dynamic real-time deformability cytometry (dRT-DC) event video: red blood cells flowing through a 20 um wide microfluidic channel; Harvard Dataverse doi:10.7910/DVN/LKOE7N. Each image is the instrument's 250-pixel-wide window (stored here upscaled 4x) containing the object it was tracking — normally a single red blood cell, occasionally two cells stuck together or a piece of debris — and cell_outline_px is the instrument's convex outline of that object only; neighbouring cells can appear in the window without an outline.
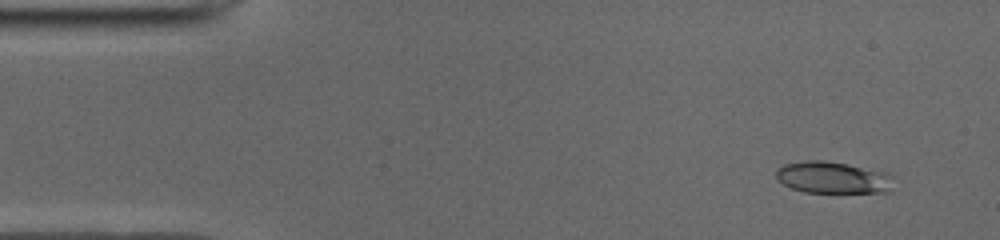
{"species": "common noctule bat (a hibernating species)", "species_latin": "Nyctalus noctula", "temperature_condition": "cold", "stored_images_in_passage": 47, "camera_frame_rate_fps": 3000, "um_per_image_px": 0.085, "animal": {"sex": "male", "body_mass_g": 19.0, "forearm_length_mm": 50.8}, "frame": {"image": 1, "passage_image": 1, "time_ms": 0.0, "image_size_px": [1000, 240], "cell_outline_px": [[896, 176], [888, 192], [804, 192], [792, 188], [776, 180], [776, 168], [784, 164], [808, 160], [820, 160], [848, 164], [884, 172]], "centroid_in_image_um": [70.78, 15.09], "position_along_channel_um": 14.2, "area_um2": 21.79}}
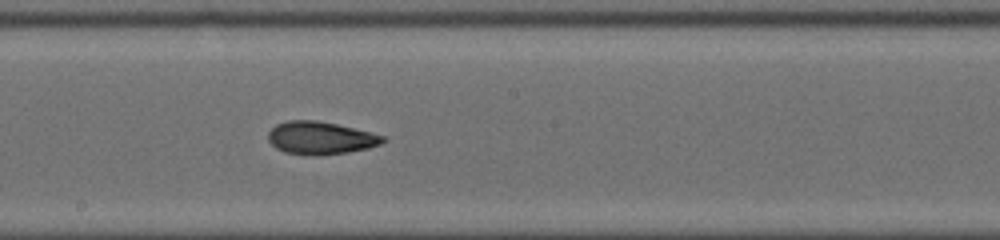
{"frame": {"image": 2, "passage_image": 24, "time_ms": 7.667, "image_size_px": [1000, 240], "cell_outline_px": [[388, 140], [380, 144], [368, 148], [348, 152], [316, 156], [312, 156], [284, 152], [276, 148], [268, 140], [268, 132], [276, 124], [288, 120], [316, 120], [336, 124], [384, 136]], "centroid_in_image_um": [27.22, 11.73], "position_along_channel_um": 221.0, "area_um2": 21.85}}
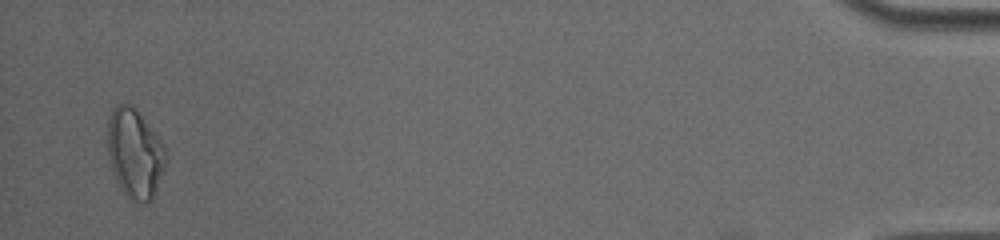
{"frame": {"image": 3, "passage_image": 46, "time_ms": 15.0, "image_size_px": [1000, 240], "cell_outline_px": [[168, 156], [156, 188], [152, 196], [148, 200], [136, 200], [128, 196], [120, 188], [112, 172], [108, 156], [108, 120], [112, 108], [116, 104], [128, 104], [136, 108], [164, 144]], "centroid_in_image_um": [11.45, 12.96], "position_along_channel_um": 423.8, "area_um2": 29.88}, "authors_computed_cell_mechanics": {"area_um2": 21.7906, "velocity_mm_per_s": 3.959, "shape_relaxation_time_tau1_ms": 9.0729, "shape_relaxation_time_tau2_ms": 2.7545, "deformation_change_tau1": 0.2255, "deformation_change_tau2": 0.1017}}